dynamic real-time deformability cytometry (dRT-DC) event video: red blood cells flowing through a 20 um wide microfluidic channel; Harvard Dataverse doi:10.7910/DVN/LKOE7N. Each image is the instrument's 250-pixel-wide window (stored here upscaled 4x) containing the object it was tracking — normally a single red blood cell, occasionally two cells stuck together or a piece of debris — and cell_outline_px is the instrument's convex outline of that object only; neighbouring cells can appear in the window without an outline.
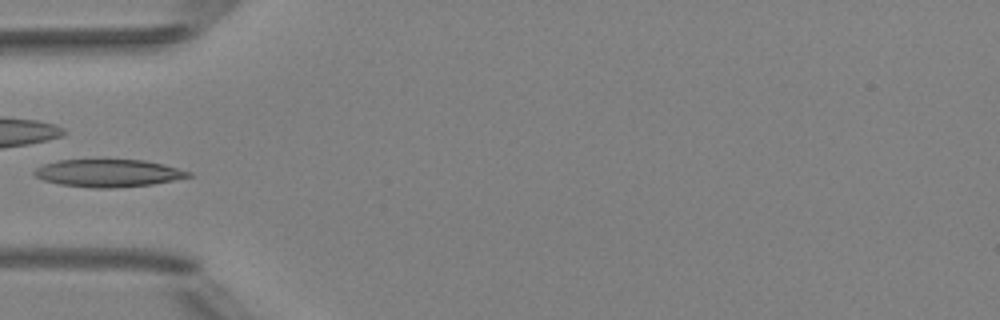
{"species": "Egyptian fruit bat (a non-hibernating species)", "species_latin": "Rousettus aegyptiacus", "temperature_condition": "room temperature", "stored_images_in_passage": 3, "camera_frame_rate_fps": 3000, "um_per_image_px": 0.085, "animal": {"sex": "female"}, "frame": {"image": 1, "passage_image": 3, "time_ms": 2.333, "image_size_px": [1000, 320], "cell_outline_px": [[192, 176], [152, 184], [112, 188], [92, 188], [60, 184], [44, 180], [36, 176], [32, 172], [36, 168], [44, 164], [56, 160], [144, 160], [164, 164], [192, 172]], "centroid_in_image_um": [9.2, 14.71], "position_along_channel_um": 75.8, "area_um2": 24.62}}